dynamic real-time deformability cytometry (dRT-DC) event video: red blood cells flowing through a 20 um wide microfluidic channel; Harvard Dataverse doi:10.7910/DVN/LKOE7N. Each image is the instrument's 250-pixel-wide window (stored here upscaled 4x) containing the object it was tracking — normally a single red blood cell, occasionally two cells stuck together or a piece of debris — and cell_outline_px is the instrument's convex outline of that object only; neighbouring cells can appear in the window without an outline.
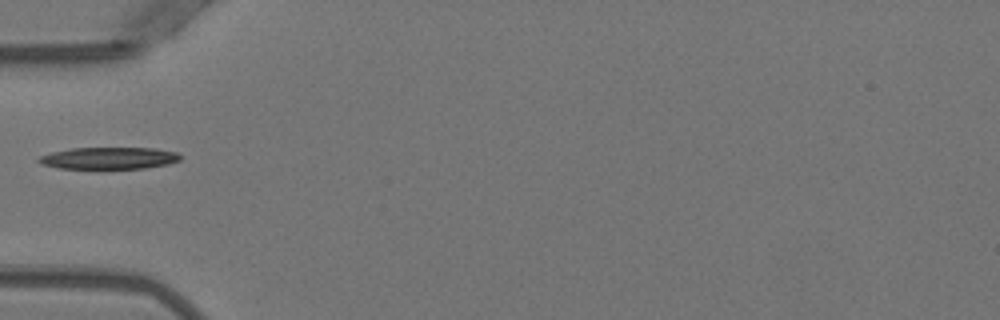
{"species": "Egyptian fruit bat (a non-hibernating species)", "species_latin": "Rousettus aegyptiacus", "temperature_condition": "warm", "stored_images_in_passage": 35, "camera_frame_rate_fps": 3000, "um_per_image_px": 0.085, "animal": {"sex": "female"}, "frame": {"image": 1, "passage_image": 1, "time_ms": 0.0, "image_size_px": [1000, 320], "cell_outline_px": [[184, 156], [180, 160], [168, 164], [144, 168], [60, 168], [44, 164], [36, 160], [40, 156], [52, 152], [72, 148], [156, 148], [176, 152]], "centroid_in_image_um": [9.32, 13.43], "position_along_channel_um": 75.7, "area_um2": 17.92}}
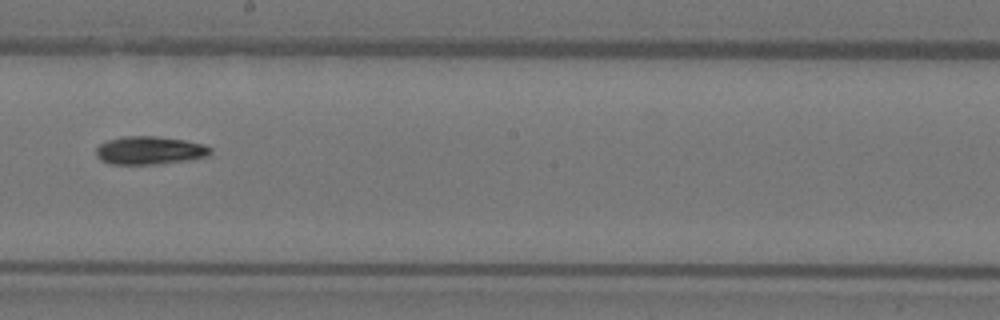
{"frame": {"image": 2, "passage_image": 13, "time_ms": 4.0, "image_size_px": [1000, 320], "cell_outline_px": [[212, 152], [208, 156], [188, 160], [160, 164], [108, 164], [100, 160], [96, 156], [96, 148], [100, 144], [108, 140], [124, 136], [156, 136], [184, 140], [204, 144], [212, 148]], "centroid_in_image_um": [12.72, 12.79], "position_along_channel_um": 235.5, "area_um2": 18.9}}
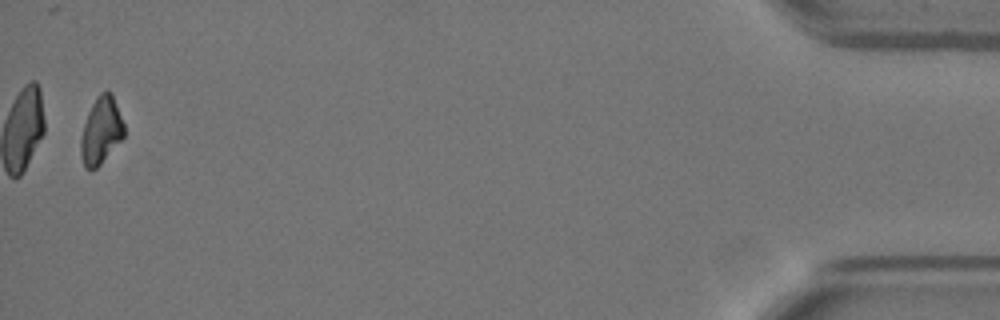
{"frame": {"image": 3, "passage_image": 34, "time_ms": 11.0, "image_size_px": [1000, 320], "cell_outline_px": [[124, 136], [100, 164], [96, 168], [84, 168], [80, 156], [80, 136], [88, 112], [96, 96], [100, 92], [112, 92], [124, 124]], "centroid_in_image_um": [8.57, 11.09], "position_along_channel_um": 426.6, "area_um2": 16.82}}